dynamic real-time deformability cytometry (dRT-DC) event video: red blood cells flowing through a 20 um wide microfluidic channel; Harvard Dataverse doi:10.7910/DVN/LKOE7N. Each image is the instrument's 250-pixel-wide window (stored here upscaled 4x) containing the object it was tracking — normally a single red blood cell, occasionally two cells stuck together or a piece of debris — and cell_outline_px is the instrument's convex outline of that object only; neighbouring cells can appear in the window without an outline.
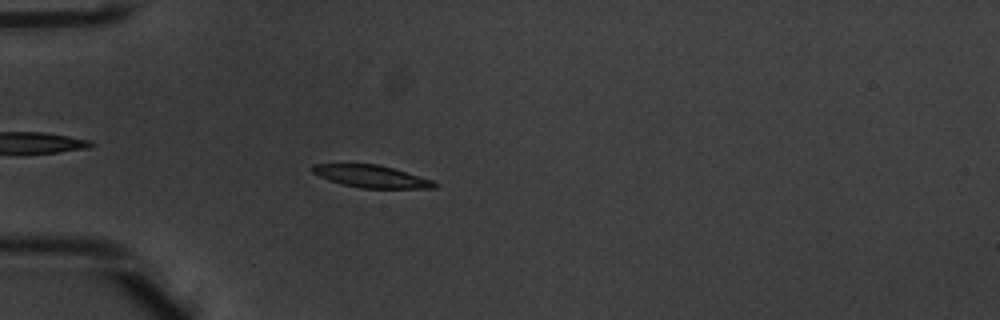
{"species": "common noctule bat (a hibernating species)", "species_latin": "Nyctalus noctula", "temperature_condition": "warm", "stored_images_in_passage": 38, "camera_frame_rate_fps": 3000, "um_per_image_px": 0.085, "animal": {"sex": "male", "body_mass_g": 20.1, "forearm_length_mm": 53.5}, "frame": {"image": 1, "passage_image": 2, "time_ms": 0.333, "image_size_px": [1000, 320], "cell_outline_px": [[440, 184], [436, 188], [360, 188], [328, 180], [312, 172], [308, 168], [312, 164], [380, 164], [432, 180]], "centroid_in_image_um": [31.55, 14.99], "position_along_channel_um": 53.4, "area_um2": 15.9}}
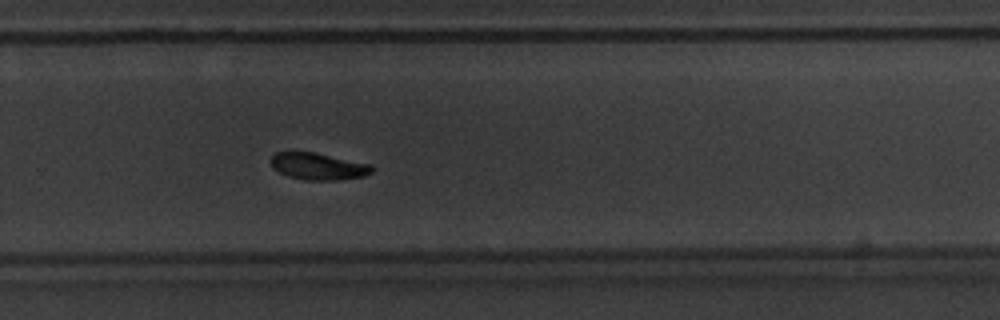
{"frame": {"image": 2, "passage_image": 22, "time_ms": 7.0, "image_size_px": [1000, 320], "cell_outline_px": [[376, 168], [372, 172], [364, 176], [340, 180], [304, 180], [288, 176], [272, 168], [272, 156], [276, 152], [312, 152], [372, 164]], "centroid_in_image_um": [27.1, 14.15], "position_along_channel_um": 302.7, "area_um2": 15.84}}
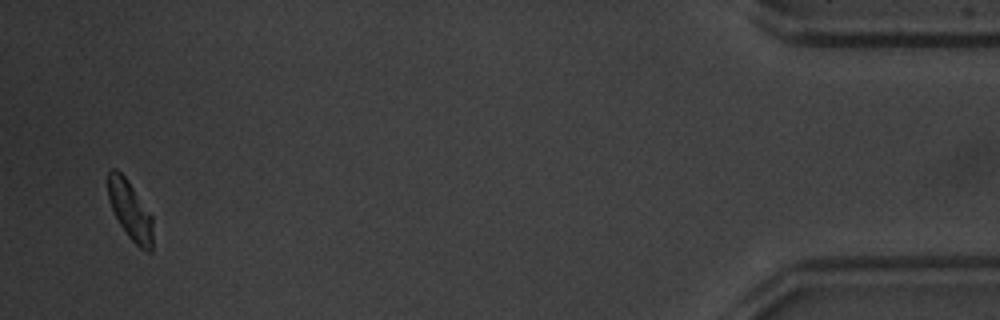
{"frame": {"image": 3, "passage_image": 37, "time_ms": 12.0, "image_size_px": [1000, 320], "cell_outline_px": [[152, 252], [144, 252], [128, 236], [120, 224], [108, 200], [108, 172], [112, 168], [116, 168], [124, 176], [152, 216]], "centroid_in_image_um": [11.06, 17.9], "position_along_channel_um": 424.1, "area_um2": 15.09}, "authors_computed_cell_mechanics": {"area_um2": 16.5597, "velocity_mm_per_s": 3.9294, "shape_relaxation_time_tau1_ms": 2.1779, "shape_relaxation_time_tau2_ms": null, "deformation_change_tau1": 0.1071, "deformation_change_tau2": null}}